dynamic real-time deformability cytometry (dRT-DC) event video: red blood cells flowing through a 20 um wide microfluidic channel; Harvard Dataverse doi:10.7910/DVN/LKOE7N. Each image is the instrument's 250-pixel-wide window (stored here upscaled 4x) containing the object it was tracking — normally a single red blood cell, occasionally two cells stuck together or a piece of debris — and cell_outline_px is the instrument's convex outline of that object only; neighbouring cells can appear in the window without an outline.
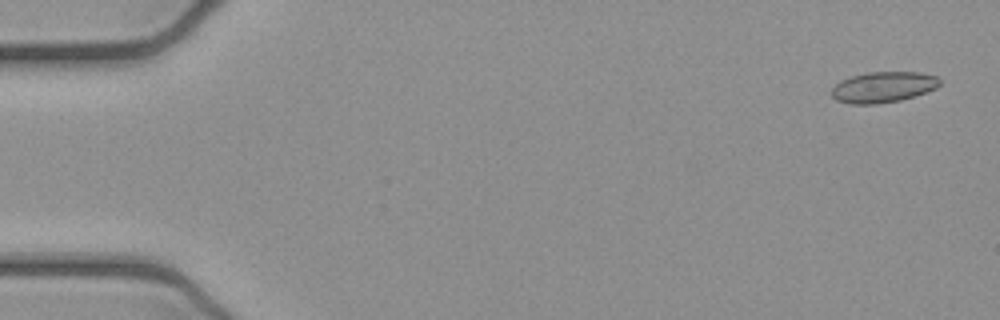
{"species": "common noctule bat (a hibernating species)", "species_latin": "Nyctalus noctula", "temperature_condition": "cold", "stored_images_in_passage": 52, "camera_frame_rate_fps": 3000, "um_per_image_px": 0.085, "animal": {"sex": "female", "body_mass_g": 21.9}, "frame": {"image": 1, "passage_image": 2, "time_ms": 0.333, "image_size_px": [1000, 320], "cell_outline_px": [[940, 84], [936, 88], [900, 100], [876, 104], [848, 104], [836, 100], [828, 92], [840, 80], [852, 76], [868, 72], [920, 72], [936, 76], [940, 80]], "centroid_in_image_um": [75.01, 7.4], "position_along_channel_um": 10.0, "area_um2": 19.42}}
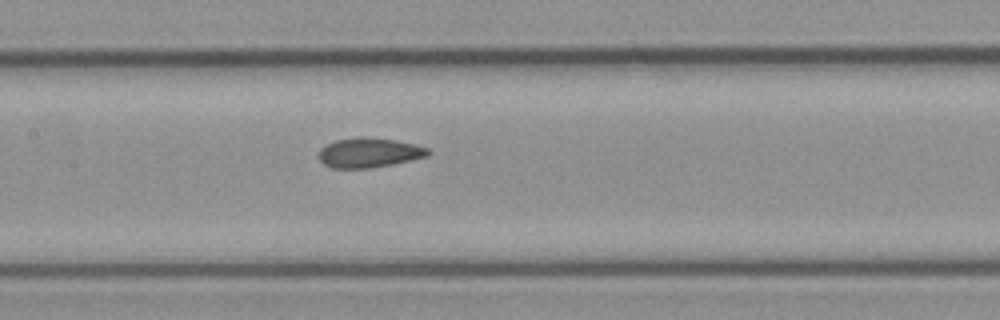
{"frame": {"image": 2, "passage_image": 25, "time_ms": 8.0, "image_size_px": [1000, 320], "cell_outline_px": [[432, 152], [428, 156], [412, 160], [392, 164], [368, 168], [332, 168], [324, 164], [316, 156], [320, 148], [336, 140], [392, 140], [416, 144], [428, 148]], "centroid_in_image_um": [31.39, 13.03], "position_along_channel_um": 176.0, "area_um2": 18.15}}
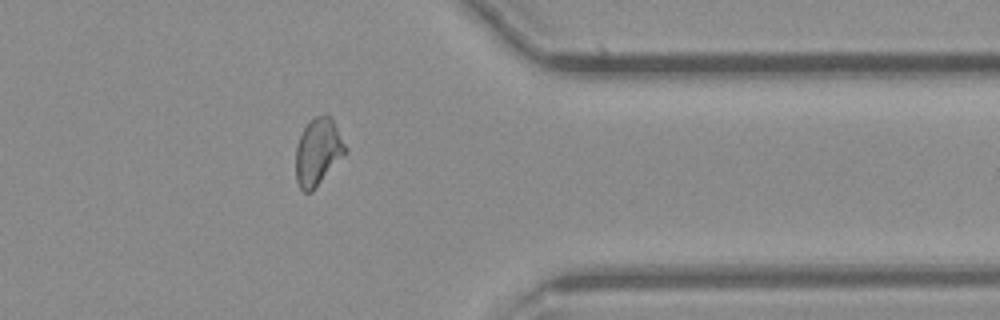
{"frame": {"image": 3, "passage_image": 42, "time_ms": 13.667, "image_size_px": [1000, 320], "cell_outline_px": [[348, 152], [312, 192], [304, 192], [300, 188], [296, 180], [296, 148], [300, 136], [308, 120], [316, 116], [328, 116], [332, 120], [348, 148]], "centroid_in_image_um": [27.04, 12.94], "position_along_channel_um": 384.4, "area_um2": 19.36}, "authors_computed_cell_mechanics": {"area_um2": 19.3919, "velocity_mm_per_s": 3.9139, "shape_relaxation_time_tau1_ms": null, "shape_relaxation_time_tau2_ms": 2.1223, "deformation_change_tau1": null, "deformation_change_tau2": 0.0478}}